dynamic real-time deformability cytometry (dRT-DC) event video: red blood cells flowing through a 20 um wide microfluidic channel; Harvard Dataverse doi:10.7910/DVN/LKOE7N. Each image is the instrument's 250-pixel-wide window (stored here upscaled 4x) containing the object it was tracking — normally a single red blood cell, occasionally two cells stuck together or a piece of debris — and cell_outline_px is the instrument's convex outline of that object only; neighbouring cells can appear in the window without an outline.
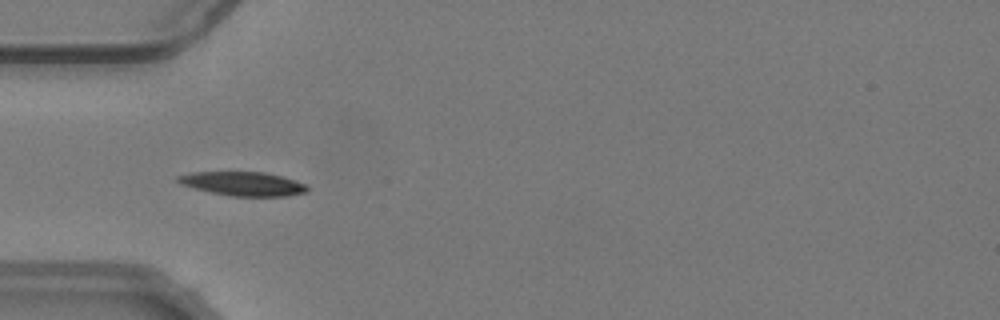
{"species": "common noctule bat (a hibernating species)", "species_latin": "Nyctalus noctula", "temperature_condition": "warm", "stored_images_in_passage": 54, "camera_frame_rate_fps": 3000, "um_per_image_px": 0.085, "animal": {"sex": "male", "body_mass_g": 19.2, "forearm_length_mm": 51.8}, "frame": {"image": 1, "passage_image": 17, "time_ms": 5.333, "image_size_px": [1000, 320], "cell_outline_px": [[308, 192], [288, 196], [232, 196], [212, 192], [180, 184], [176, 180], [176, 176], [192, 172], [264, 172], [296, 180], [308, 184]], "centroid_in_image_um": [20.7, 15.62], "position_along_channel_um": 64.3, "area_um2": 18.03}}
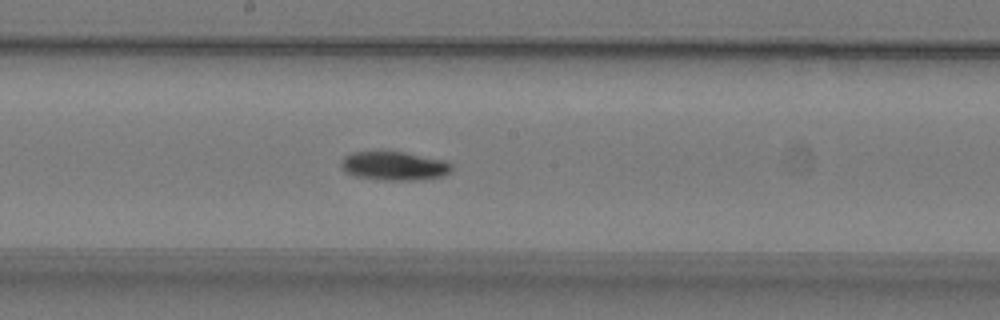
{"frame": {"image": 2, "passage_image": 29, "time_ms": 9.333, "image_size_px": [1000, 320], "cell_outline_px": [[452, 168], [444, 176], [412, 180], [380, 180], [356, 176], [344, 172], [340, 164], [340, 160], [344, 156], [352, 152], [376, 148], [384, 148], [444, 160], [452, 164]], "centroid_in_image_um": [33.41, 14.04], "position_along_channel_um": 214.8, "area_um2": 19.36}}
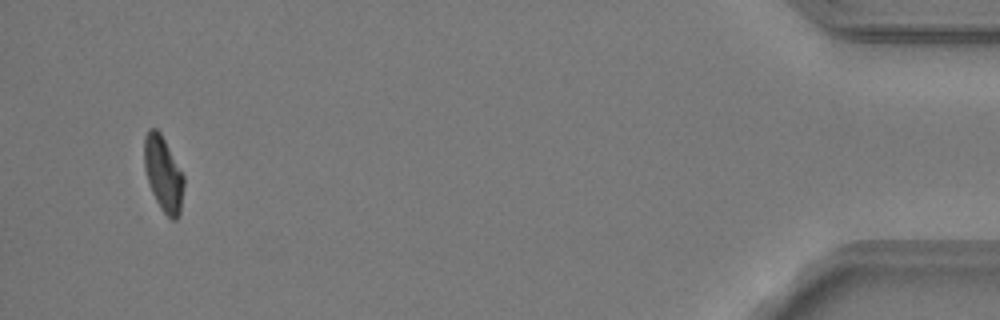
{"frame": {"image": 3, "passage_image": 52, "time_ms": 17.0, "image_size_px": [1000, 320], "cell_outline_px": [[184, 188], [180, 212], [176, 220], [172, 220], [160, 208], [152, 192], [144, 168], [144, 136], [148, 128], [156, 128], [160, 132], [184, 176]], "centroid_in_image_um": [13.87, 14.77], "position_along_channel_um": 421.3, "area_um2": 17.22}, "authors_computed_cell_mechanics": {"area_um2": 17.6579, "velocity_mm_per_s": 3.7638, "shape_relaxation_time_tau1_ms": 6.045, "shape_relaxation_time_tau2_ms": null, "deformation_change_tau1": 0.1683, "deformation_change_tau2": null}}